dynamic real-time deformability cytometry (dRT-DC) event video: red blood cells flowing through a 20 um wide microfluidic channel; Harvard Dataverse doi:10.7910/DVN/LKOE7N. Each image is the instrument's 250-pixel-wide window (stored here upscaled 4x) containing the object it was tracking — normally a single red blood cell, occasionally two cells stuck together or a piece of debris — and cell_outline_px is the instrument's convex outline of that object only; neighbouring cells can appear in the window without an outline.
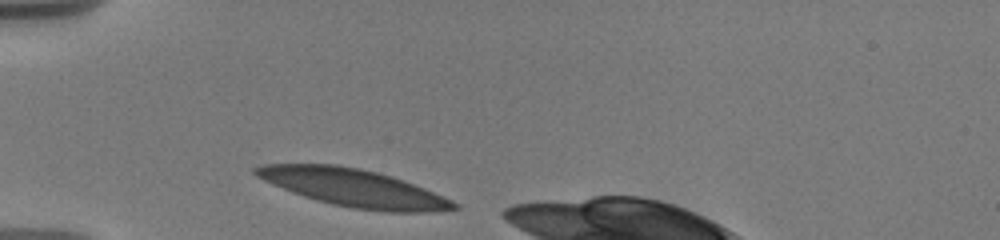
{"species": "human", "species_latin": "Homo sapiens", "temperature_condition": "warm", "stored_images_in_passage": 3, "camera_frame_rate_fps": 3000, "um_per_image_px": 0.085, "donor": {"sex": "male"}, "frame": {"image": 1, "passage_image": 1, "time_ms": 0.0, "image_size_px": [1000, 240], "cell_outline_px": [[460, 208], [428, 212], [384, 212], [356, 208], [332, 204], [316, 200], [292, 192], [272, 184], [256, 176], [252, 172], [252, 168], [260, 164], [336, 164], [360, 168], [392, 176], [404, 180], [424, 188], [452, 200], [460, 204]], "centroid_in_image_um": [30.05, 15.96], "position_along_channel_um": 55.0, "area_um2": 43.35}}